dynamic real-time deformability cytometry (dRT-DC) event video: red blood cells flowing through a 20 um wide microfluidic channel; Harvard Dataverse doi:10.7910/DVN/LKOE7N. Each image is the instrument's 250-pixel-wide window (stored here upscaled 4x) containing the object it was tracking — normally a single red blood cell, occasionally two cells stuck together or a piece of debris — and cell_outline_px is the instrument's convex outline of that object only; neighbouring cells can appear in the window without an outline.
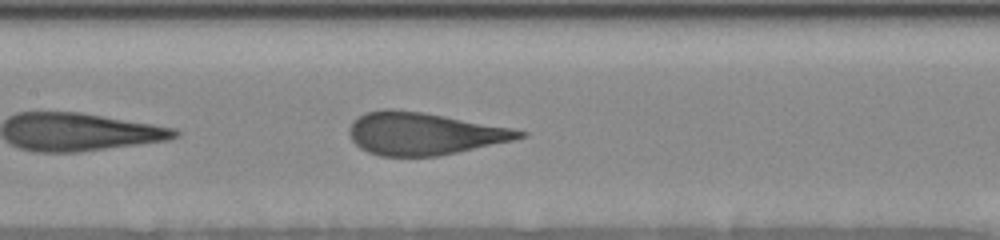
{"species": "human", "species_latin": "Homo sapiens", "temperature_condition": "room temperature", "stored_images_in_passage": 14, "camera_frame_rate_fps": 3000, "um_per_image_px": 0.085, "donor": {"sex": "female"}, "frame": {"image": 1, "passage_image": 11, "time_ms": 3.0, "image_size_px": [1000, 240], "cell_outline_px": [[528, 136], [512, 140], [440, 156], [380, 156], [368, 152], [360, 148], [352, 140], [348, 132], [348, 128], [364, 112], [384, 108], [392, 108], [424, 112], [512, 128], [528, 132]], "centroid_in_image_um": [36.02, 11.35], "position_along_channel_um": 171.4, "area_um2": 42.08}}